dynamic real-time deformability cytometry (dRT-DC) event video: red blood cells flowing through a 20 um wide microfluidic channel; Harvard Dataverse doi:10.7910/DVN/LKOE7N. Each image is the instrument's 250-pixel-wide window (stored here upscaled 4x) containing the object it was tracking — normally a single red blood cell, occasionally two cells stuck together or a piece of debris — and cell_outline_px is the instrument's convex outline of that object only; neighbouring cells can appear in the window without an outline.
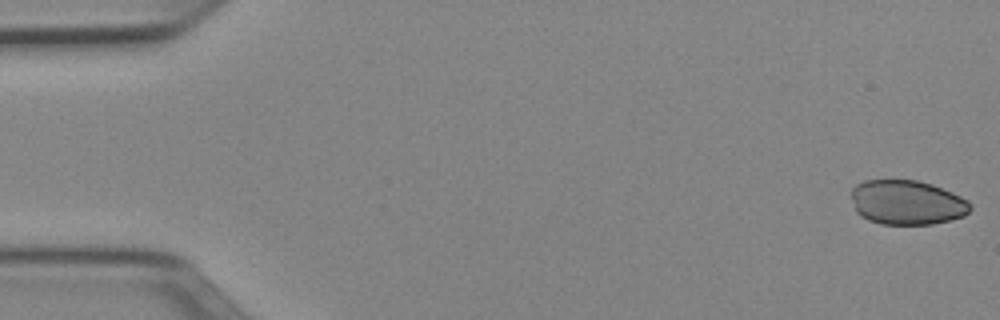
{"species": "Egyptian fruit bat (a non-hibernating species)", "species_latin": "Rousettus aegyptiacus", "temperature_condition": "cold", "stored_images_in_passage": 51, "camera_frame_rate_fps": 3000, "um_per_image_px": 0.085, "animal": {"sex": "female"}, "frame": {"image": 1, "passage_image": 1, "time_ms": 0.0, "image_size_px": [1000, 320], "cell_outline_px": [[972, 208], [964, 216], [932, 224], [880, 224], [868, 220], [860, 216], [856, 212], [852, 200], [852, 188], [856, 184], [864, 180], [916, 180], [932, 184], [952, 192], [968, 200], [972, 204]], "centroid_in_image_um": [77.09, 17.21], "position_along_channel_um": 7.9, "area_um2": 31.04}}
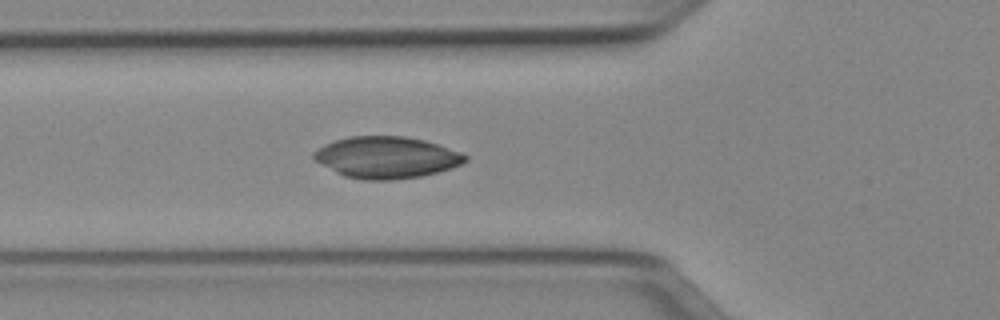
{"frame": {"image": 2, "passage_image": 18, "time_ms": 5.667, "image_size_px": [1000, 320], "cell_outline_px": [[468, 160], [460, 164], [436, 172], [420, 176], [392, 180], [364, 180], [344, 176], [312, 160], [312, 152], [324, 144], [348, 136], [404, 136], [424, 140], [460, 152], [468, 156]], "centroid_in_image_um": [32.79, 13.37], "position_along_channel_um": 93.0, "area_um2": 36.65}}
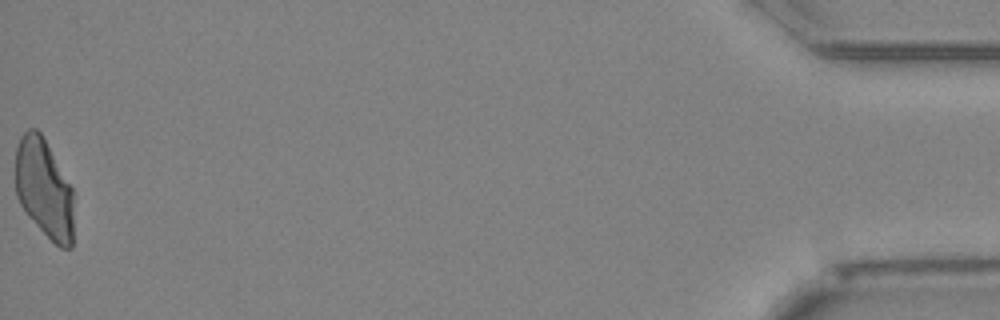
{"frame": {"image": 3, "passage_image": 51, "time_ms": 16.667, "image_size_px": [1000, 320], "cell_outline_px": [[72, 248], [60, 248], [28, 216], [20, 204], [16, 196], [16, 148], [20, 136], [28, 128], [36, 128], [40, 132], [72, 188]], "centroid_in_image_um": [3.72, 16.01], "position_along_channel_um": 431.5, "area_um2": 33.18}}